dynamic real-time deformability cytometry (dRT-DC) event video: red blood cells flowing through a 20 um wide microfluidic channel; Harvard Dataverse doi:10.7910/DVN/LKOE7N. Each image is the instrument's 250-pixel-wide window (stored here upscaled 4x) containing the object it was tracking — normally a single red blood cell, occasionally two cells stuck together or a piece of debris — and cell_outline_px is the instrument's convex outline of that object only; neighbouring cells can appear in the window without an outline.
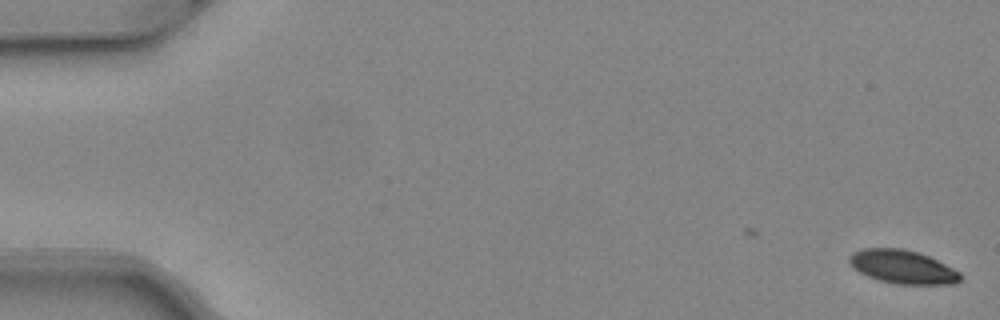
{"species": "common noctule bat (a hibernating species)", "species_latin": "Nyctalus noctula", "temperature_condition": "warm", "stored_images_in_passage": 41, "camera_frame_rate_fps": 3000, "um_per_image_px": 0.085, "animal": {"sex": "female", "body_mass_g": 24.6, "forearm_length_mm": 56.2}, "frame": {"image": 1, "passage_image": 1, "time_ms": 0.0, "image_size_px": [1000, 320], "cell_outline_px": [[960, 280], [956, 284], [896, 284], [876, 280], [852, 268], [848, 260], [848, 256], [852, 252], [864, 248], [904, 248], [928, 256], [960, 272]], "centroid_in_image_um": [76.67, 22.68], "position_along_channel_um": 8.3, "area_um2": 21.73}}
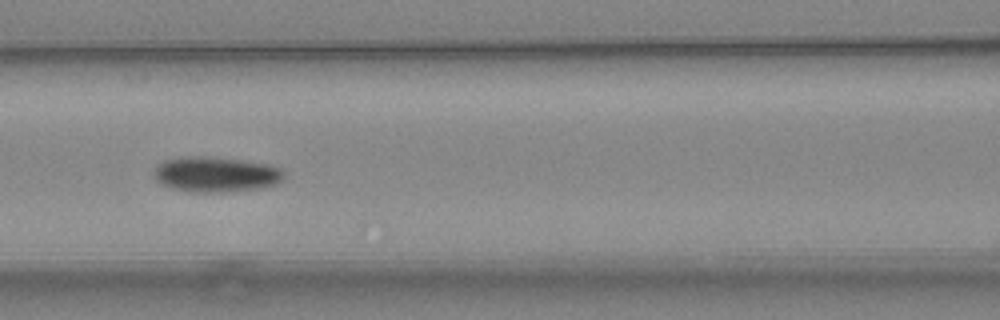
{"frame": {"image": 2, "passage_image": 23, "time_ms": 7.333, "image_size_px": [1000, 320], "cell_outline_px": [[284, 176], [276, 184], [264, 188], [220, 192], [192, 192], [172, 188], [156, 180], [152, 172], [164, 160], [192, 156], [204, 156], [244, 160], [268, 164], [280, 168], [284, 172]], "centroid_in_image_um": [18.37, 14.82], "position_along_channel_um": 148.2, "area_um2": 26.65}}
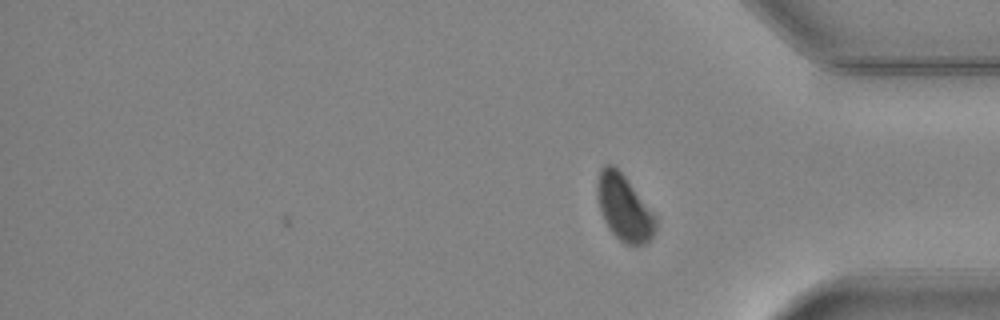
{"frame": {"image": 3, "passage_image": 41, "time_ms": 13.333, "image_size_px": [1000, 320], "cell_outline_px": [[656, 232], [644, 244], [624, 244], [612, 232], [604, 220], [600, 212], [596, 192], [596, 180], [600, 168], [604, 164], [612, 164], [624, 176], [656, 216]], "centroid_in_image_um": [53.02, 17.65], "position_along_channel_um": 382.2, "area_um2": 22.31}, "authors_computed_cell_mechanics": {"area_um2": 24.9118, "velocity_mm_per_s": 4.0516, "shape_relaxation_time_tau1_ms": 2.7777, "shape_relaxation_time_tau2_ms": 2.6884, "deformation_change_tau1": 0.124, "deformation_change_tau2": 0.0614}}